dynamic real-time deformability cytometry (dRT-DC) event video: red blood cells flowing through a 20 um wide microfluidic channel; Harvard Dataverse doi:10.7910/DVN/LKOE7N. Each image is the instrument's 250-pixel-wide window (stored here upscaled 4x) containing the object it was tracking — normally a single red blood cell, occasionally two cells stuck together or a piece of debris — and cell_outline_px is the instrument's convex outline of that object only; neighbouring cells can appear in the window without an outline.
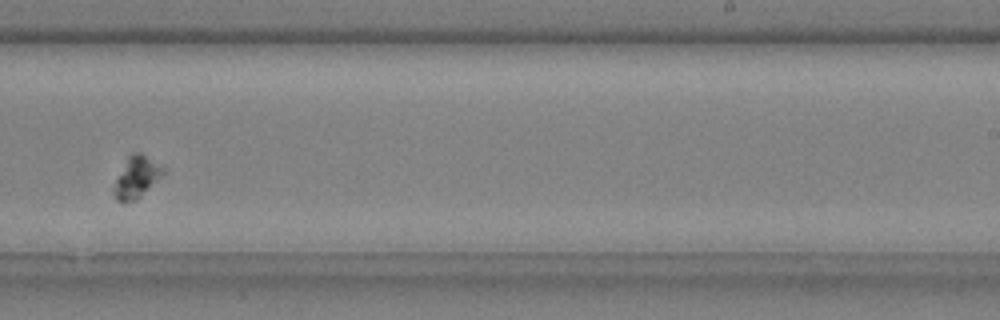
{"species": "common noctule bat (a hibernating species)", "species_latin": "Nyctalus noctula", "temperature_condition": "cold", "stored_images_in_passage": 11, "camera_frame_rate_fps": 3000, "um_per_image_px": 0.085, "animal": {"sex": "male", "body_mass_g": 20.4}, "frame": {"image": 1, "passage_image": 7, "time_ms": 2.0, "image_size_px": [1000, 320], "cell_outline_px": [[164, 172], [136, 200], [116, 200], [112, 192], [116, 180], [128, 156], [132, 152], [140, 152], [164, 168]], "centroid_in_image_um": [11.57, 15.04], "position_along_channel_um": 277.4, "area_um2": 11.27}}